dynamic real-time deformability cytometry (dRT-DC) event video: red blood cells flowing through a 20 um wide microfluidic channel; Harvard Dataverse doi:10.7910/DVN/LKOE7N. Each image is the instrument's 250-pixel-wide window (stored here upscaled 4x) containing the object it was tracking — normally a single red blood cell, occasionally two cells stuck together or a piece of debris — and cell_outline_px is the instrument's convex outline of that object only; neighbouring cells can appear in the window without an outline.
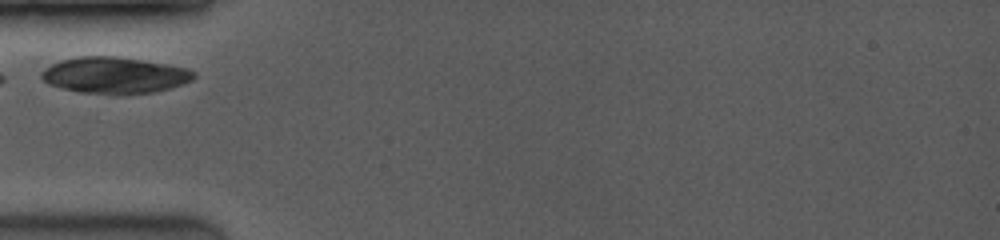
{"species": "common noctule bat (a hibernating species)", "species_latin": "Nyctalus noctula", "temperature_condition": "room temperature", "stored_images_in_passage": 8, "camera_frame_rate_fps": 3500, "um_per_image_px": 0.085, "animal": {"sex": "female", "body_mass_g": 19.0, "forearm_length_mm": 53.3}, "frame": {"image": 1, "passage_image": 1, "time_ms": 0.0, "image_size_px": [1000, 240], "cell_outline_px": [[196, 76], [192, 80], [184, 84], [152, 92], [120, 96], [80, 92], [60, 88], [48, 84], [40, 76], [40, 72], [44, 68], [60, 60], [80, 56], [116, 56], [168, 64], [188, 68], [196, 72]], "centroid_in_image_um": [9.74, 6.41], "position_along_channel_um": 75.3, "area_um2": 32.83}}